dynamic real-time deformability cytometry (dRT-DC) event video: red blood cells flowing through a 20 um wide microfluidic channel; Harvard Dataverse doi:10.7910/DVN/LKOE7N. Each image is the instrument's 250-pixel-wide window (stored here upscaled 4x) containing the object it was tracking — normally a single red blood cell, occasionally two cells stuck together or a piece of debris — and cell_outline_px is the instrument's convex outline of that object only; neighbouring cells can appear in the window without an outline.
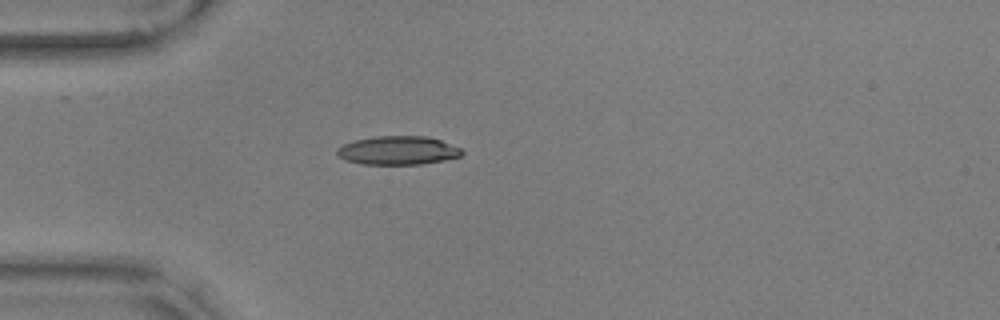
{"species": "common noctule bat (a hibernating species)", "species_latin": "Nyctalus noctula", "temperature_condition": "warm", "stored_images_in_passage": 41, "camera_frame_rate_fps": 3000, "um_per_image_px": 0.085, "animal": {"sex": "male", "body_mass_g": 17.9, "forearm_length_mm": 54.2}, "frame": {"image": 1, "passage_image": 1, "time_ms": 0.0, "image_size_px": [1000, 320], "cell_outline_px": [[464, 152], [460, 156], [444, 160], [420, 164], [360, 164], [344, 160], [336, 156], [336, 148], [352, 140], [376, 136], [428, 136], [440, 140], [460, 148]], "centroid_in_image_um": [33.76, 12.78], "position_along_channel_um": 51.2, "area_um2": 20.98}}
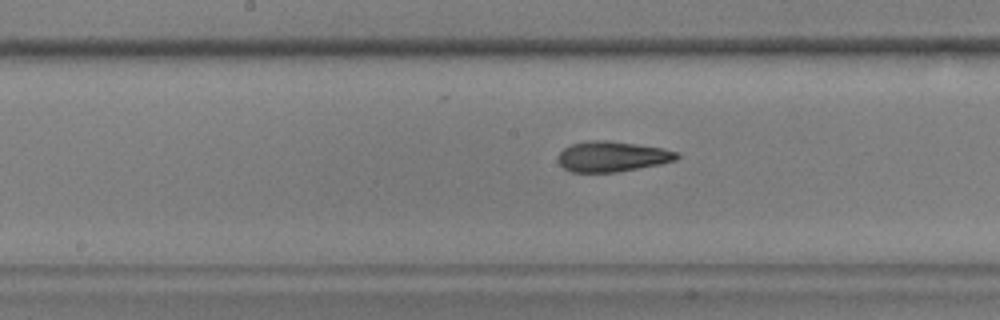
{"frame": {"image": 2, "passage_image": 14, "time_ms": 4.333, "image_size_px": [1000, 320], "cell_outline_px": [[680, 156], [676, 160], [660, 164], [616, 172], [572, 172], [564, 168], [560, 164], [560, 152], [564, 148], [572, 144], [588, 140], [608, 140], [636, 144], [660, 148], [676, 152]], "centroid_in_image_um": [52.03, 13.3], "position_along_channel_um": 196.2, "area_um2": 20.75}}
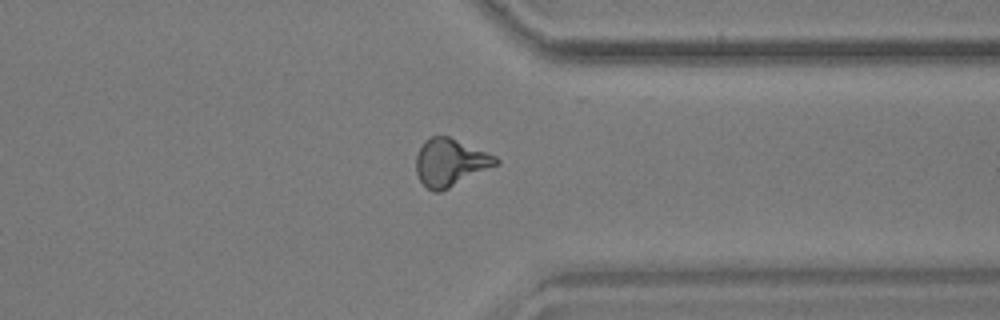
{"frame": {"image": 3, "passage_image": 29, "time_ms": 9.333, "image_size_px": [1000, 320], "cell_outline_px": [[500, 164], [440, 192], [432, 192], [420, 180], [416, 172], [416, 156], [424, 140], [432, 136], [448, 136], [496, 156], [500, 160]], "centroid_in_image_um": [38.28, 13.81], "position_along_channel_um": 373.1, "area_um2": 22.02}, "authors_computed_cell_mechanics": {"area_um2": 21.3282, "velocity_mm_per_s": 3.5921, "shape_relaxation_time_tau1_ms": 6.2098, "shape_relaxation_time_tau2_ms": 3.1059, "deformation_change_tau1": 0.1747, "deformation_change_tau2": 0.1197}}